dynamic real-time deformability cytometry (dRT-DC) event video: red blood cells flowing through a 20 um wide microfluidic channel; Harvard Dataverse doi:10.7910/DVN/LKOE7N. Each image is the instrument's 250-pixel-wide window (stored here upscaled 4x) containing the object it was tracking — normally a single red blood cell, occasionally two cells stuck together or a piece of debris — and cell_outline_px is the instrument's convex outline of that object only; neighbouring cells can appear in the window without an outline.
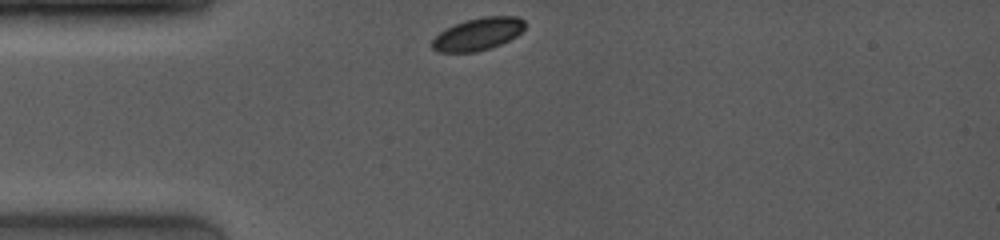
{"species": "common noctule bat (a hibernating species)", "species_latin": "Nyctalus noctula", "temperature_condition": "room temperature", "stored_images_in_passage": 20, "camera_frame_rate_fps": 4000, "um_per_image_px": 0.085, "animal": {"sex": "female", "body_mass_g": 19.0, "forearm_length_mm": 53.3}, "frame": {"image": 1, "passage_image": 1, "time_ms": 0.0, "image_size_px": [1000, 240], "cell_outline_px": [[524, 28], [516, 36], [500, 44], [476, 52], [436, 52], [432, 48], [432, 40], [440, 32], [464, 20], [484, 16], [516, 16], [524, 20]], "centroid_in_image_um": [40.61, 2.89], "position_along_channel_um": 44.4, "area_um2": 17.34}}
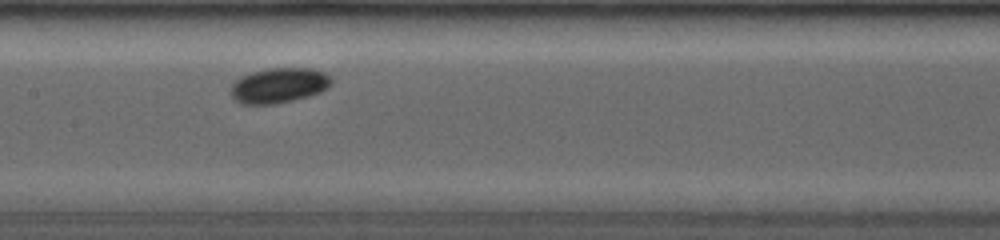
{"frame": {"image": 2, "passage_image": 8, "time_ms": 4.0, "image_size_px": [1000, 240], "cell_outline_px": [[332, 84], [328, 88], [320, 92], [308, 96], [276, 104], [240, 104], [232, 96], [232, 84], [240, 76], [252, 72], [268, 68], [312, 68], [324, 72], [332, 76]], "centroid_in_image_um": [23.74, 7.25], "position_along_channel_um": 183.7, "area_um2": 20.69}}
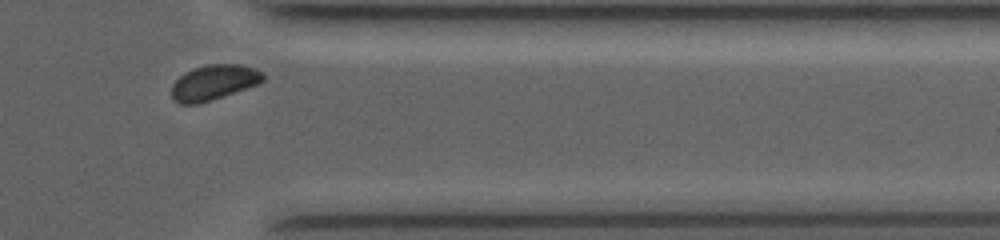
{"frame": {"image": 3, "passage_image": 18, "time_ms": 9.25, "image_size_px": [1000, 240], "cell_outline_px": [[264, 80], [260, 84], [200, 104], [180, 104], [172, 100], [172, 84], [180, 76], [196, 68], [208, 64], [240, 64], [256, 68], [264, 72]], "centroid_in_image_um": [18.22, 7.02], "position_along_channel_um": 393.2, "area_um2": 18.9}, "authors_computed_cell_mechanics": {"area_um2": 19.2474, "velocity_mm_per_s": 3.9912, "shape_relaxation_time_tau1_ms": 2.6233, "shape_relaxation_time_tau2_ms": null, "deformation_change_tau1": 0.0604, "deformation_change_tau2": null}}